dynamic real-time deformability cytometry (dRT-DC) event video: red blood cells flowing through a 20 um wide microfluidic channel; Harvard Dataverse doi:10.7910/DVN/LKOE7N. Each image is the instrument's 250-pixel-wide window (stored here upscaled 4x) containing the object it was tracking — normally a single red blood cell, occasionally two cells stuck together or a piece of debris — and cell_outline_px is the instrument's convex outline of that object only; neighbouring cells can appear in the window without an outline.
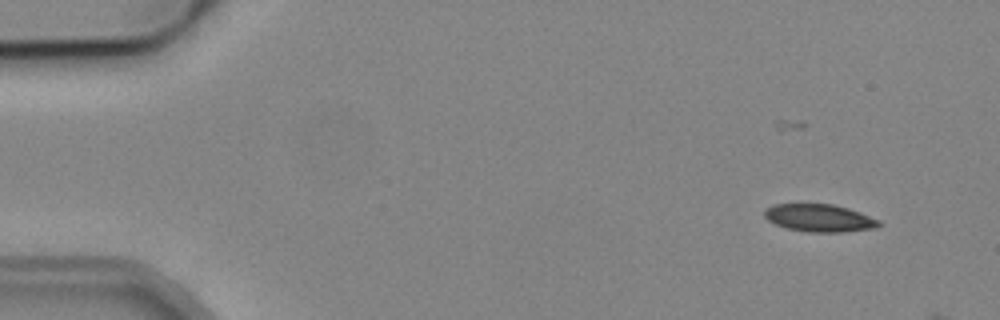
{"species": "common noctule bat (a hibernating species)", "species_latin": "Nyctalus noctula", "temperature_condition": "cold", "stored_images_in_passage": 3, "camera_frame_rate_fps": 3000, "um_per_image_px": 0.085, "animal": {"sex": "male", "body_mass_g": 19.2, "forearm_length_mm": 51.8}, "frame": {"image": 1, "passage_image": 1, "time_ms": 0.0, "image_size_px": [1000, 320], "cell_outline_px": [[880, 224], [876, 228], [844, 232], [808, 232], [788, 228], [776, 224], [768, 220], [764, 216], [764, 208], [772, 204], [832, 204], [848, 208], [860, 212], [880, 220]], "centroid_in_image_um": [69.64, 18.52], "position_along_channel_um": 15.4, "area_um2": 18.44}}